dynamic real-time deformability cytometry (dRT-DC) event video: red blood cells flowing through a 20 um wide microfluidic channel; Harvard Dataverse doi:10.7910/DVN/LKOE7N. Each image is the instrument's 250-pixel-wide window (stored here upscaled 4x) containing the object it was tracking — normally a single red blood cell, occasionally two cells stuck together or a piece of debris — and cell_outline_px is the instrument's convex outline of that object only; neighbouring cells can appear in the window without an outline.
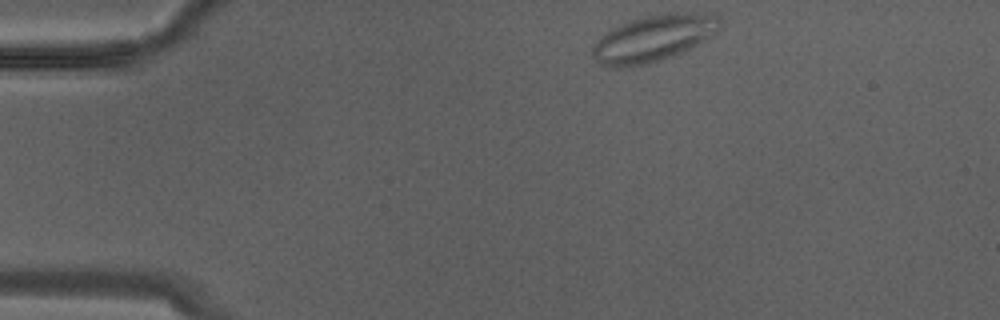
{"species": "Egyptian fruit bat (a non-hibernating species)", "species_latin": "Rousettus aegyptiacus", "temperature_condition": "warm", "stored_images_in_passage": 7, "camera_frame_rate_fps": 3000, "um_per_image_px": 0.085, "animal": {"sex": "male"}, "frame": {"image": 1, "passage_image": 1, "time_ms": 0.0, "image_size_px": [1000, 320], "cell_outline_px": [[720, 24], [716, 32], [704, 40], [672, 56], [648, 64], [632, 68], [608, 68], [600, 64], [592, 56], [592, 44], [604, 32], [620, 24], [640, 16], [660, 12], [716, 12], [720, 16]], "centroid_in_image_um": [55.51, 3.23], "position_along_channel_um": 29.5, "area_um2": 35.43}}